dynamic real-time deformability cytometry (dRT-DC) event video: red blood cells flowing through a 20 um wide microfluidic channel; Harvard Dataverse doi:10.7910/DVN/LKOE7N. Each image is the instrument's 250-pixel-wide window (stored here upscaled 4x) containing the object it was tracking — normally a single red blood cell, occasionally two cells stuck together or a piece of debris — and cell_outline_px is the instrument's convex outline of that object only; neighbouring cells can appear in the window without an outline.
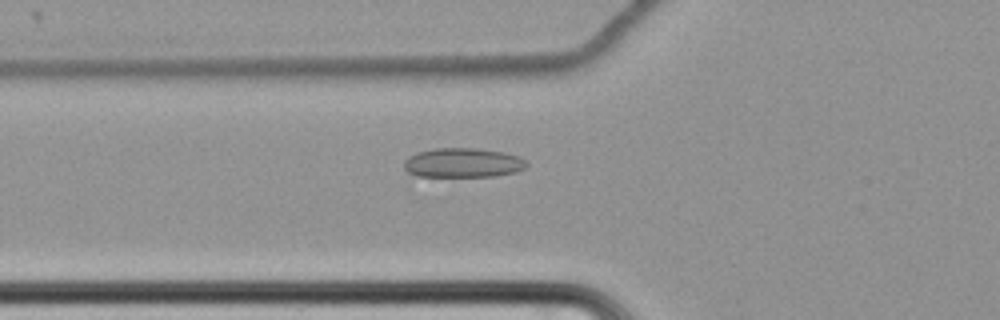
{"species": "common noctule bat (a hibernating species)", "species_latin": "Nyctalus noctula", "temperature_condition": "cold", "stored_images_in_passage": 21, "camera_frame_rate_fps": 3000, "um_per_image_px": 0.085, "animal": {"sex": "female", "body_mass_g": 22.7, "forearm_length_mm": 54.2}, "frame": {"image": 1, "passage_image": 4, "time_ms": 1.0, "image_size_px": [1000, 320], "cell_outline_px": [[528, 164], [524, 168], [516, 172], [492, 176], [416, 176], [408, 172], [404, 168], [404, 160], [408, 156], [416, 152], [436, 148], [476, 148], [504, 152], [520, 156]], "centroid_in_image_um": [39.33, 13.83], "position_along_channel_um": 86.5, "area_um2": 21.1}}
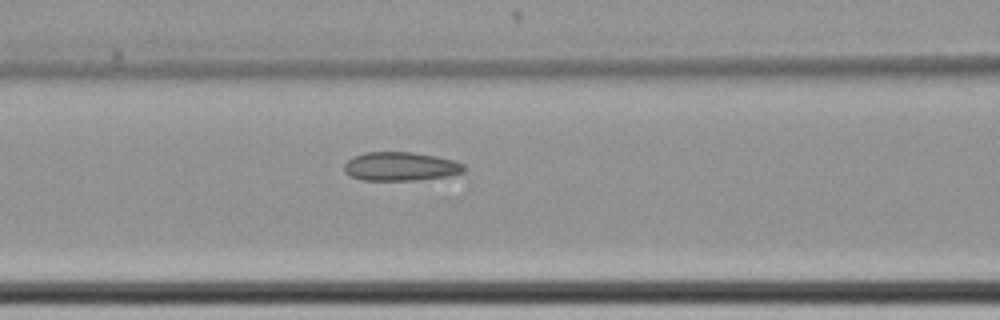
{"frame": {"image": 2, "passage_image": 8, "time_ms": 2.333, "image_size_px": [1000, 320], "cell_outline_px": [[464, 172], [448, 176], [416, 180], [360, 180], [348, 176], [344, 172], [344, 164], [352, 156], [364, 152], [412, 152], [436, 156], [452, 160], [464, 164]], "centroid_in_image_um": [33.99, 14.15], "position_along_channel_um": 132.6, "area_um2": 20.23}}